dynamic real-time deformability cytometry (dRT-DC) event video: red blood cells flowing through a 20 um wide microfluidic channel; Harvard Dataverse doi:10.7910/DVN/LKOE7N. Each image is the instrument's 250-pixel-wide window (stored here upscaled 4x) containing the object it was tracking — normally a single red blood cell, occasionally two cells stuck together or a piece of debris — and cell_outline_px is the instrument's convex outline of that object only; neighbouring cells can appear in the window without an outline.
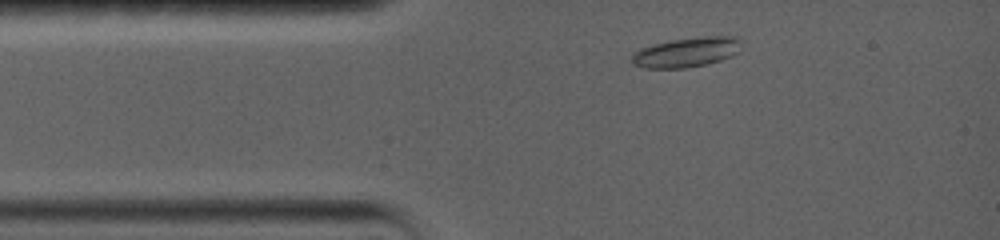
{"species": "common noctule bat (a hibernating species)", "species_latin": "Nyctalus noctula", "temperature_condition": "warm", "stored_images_in_passage": 8, "camera_frame_rate_fps": 5000, "um_per_image_px": 0.085, "animal": {"sex": "female", "body_mass_g": 19.0, "forearm_length_mm": 56.7}, "frame": {"image": 1, "passage_image": 2, "time_ms": 0.6, "image_size_px": [1000, 240], "cell_outline_px": [[740, 40], [736, 52], [732, 56], [708, 64], [684, 68], [644, 68], [632, 64], [632, 52], [640, 48], [672, 40], [700, 36], [736, 36]], "centroid_in_image_um": [58.32, 4.44], "position_along_channel_um": 26.7, "area_um2": 18.9}}
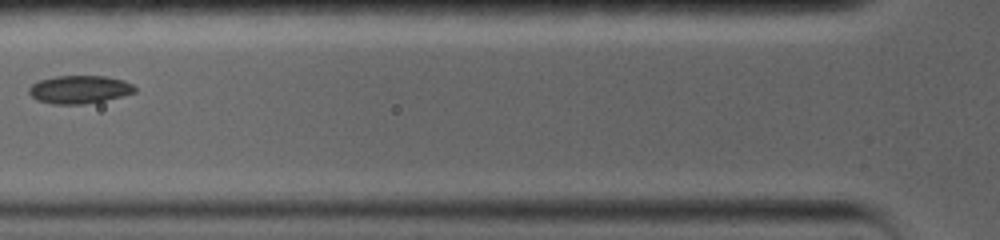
{"frame": {"image": 2, "passage_image": 6, "time_ms": 3.8, "image_size_px": [1000, 240], "cell_outline_px": [[136, 92], [104, 100], [84, 104], [52, 104], [36, 100], [28, 92], [28, 88], [32, 84], [40, 80], [56, 76], [104, 76], [124, 80], [132, 84], [136, 88]], "centroid_in_image_um": [6.73, 7.6], "position_along_channel_um": 119.1, "area_um2": 17.22}}
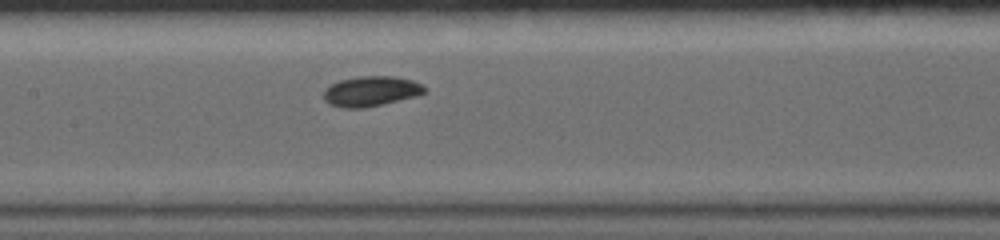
{"frame": {"image": 3, "passage_image": 8, "time_ms": 5.4, "image_size_px": [1000, 240], "cell_outline_px": [[424, 92], [416, 96], [364, 108], [344, 108], [328, 104], [324, 100], [324, 92], [332, 84], [340, 80], [360, 76], [392, 76], [412, 80], [420, 84], [424, 88]], "centroid_in_image_um": [31.5, 7.76], "position_along_channel_um": 175.9, "area_um2": 17.4}}